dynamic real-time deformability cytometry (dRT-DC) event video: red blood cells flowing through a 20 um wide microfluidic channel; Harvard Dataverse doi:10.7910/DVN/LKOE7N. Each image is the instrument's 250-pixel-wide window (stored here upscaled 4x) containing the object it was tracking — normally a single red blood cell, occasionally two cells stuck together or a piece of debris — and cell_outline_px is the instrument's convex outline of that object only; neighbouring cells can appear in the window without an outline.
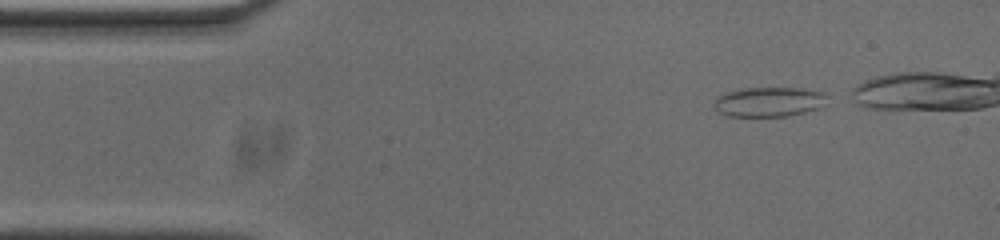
{"species": "common noctule bat (a hibernating species)", "species_latin": "Nyctalus noctula", "temperature_condition": "cold", "stored_images_in_passage": 38, "camera_frame_rate_fps": 3000, "um_per_image_px": 0.085, "animal": {"sex": "male", "body_mass_g": 20.0, "forearm_length_mm": 53.3}, "frame": {"image": 1, "passage_image": 1, "time_ms": 0.0, "image_size_px": [1000, 240], "cell_outline_px": [[828, 104], [820, 108], [804, 112], [784, 116], [728, 116], [720, 112], [716, 108], [716, 96], [724, 92], [744, 88], [804, 88], [828, 92]], "centroid_in_image_um": [65.46, 8.64], "position_along_channel_um": 19.5, "area_um2": 19.83}}
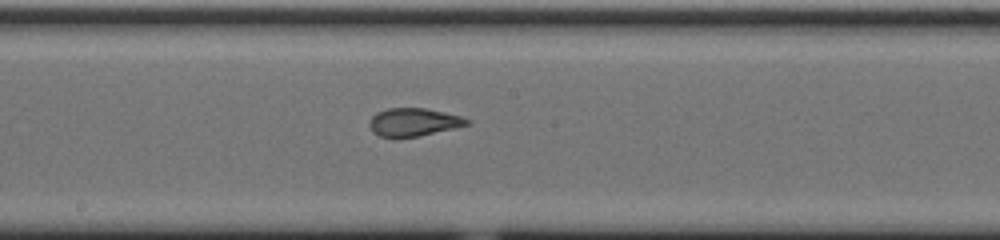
{"frame": {"image": 2, "passage_image": 22, "time_ms": 7.0, "image_size_px": [1000, 240], "cell_outline_px": [[468, 124], [420, 136], [380, 136], [372, 132], [368, 124], [368, 120], [376, 112], [388, 108], [424, 108], [444, 112], [460, 116], [468, 120]], "centroid_in_image_um": [35.08, 10.36], "position_along_channel_um": 213.1, "area_um2": 15.61}}
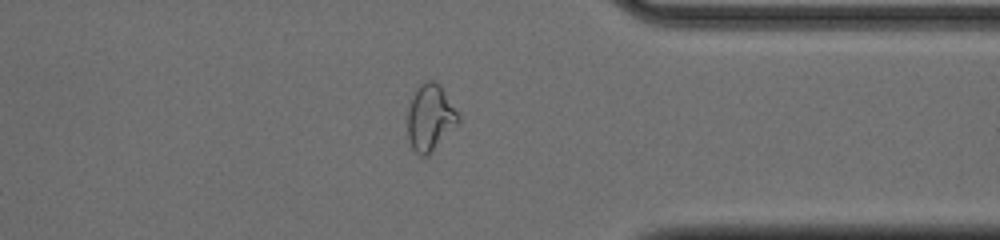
{"frame": {"image": 3, "passage_image": 36, "time_ms": 11.667, "image_size_px": [1000, 240], "cell_outline_px": [[460, 120], [432, 152], [428, 156], [420, 156], [412, 148], [408, 136], [408, 108], [412, 96], [416, 88], [420, 84], [428, 80], [436, 80], [440, 84], [460, 116]], "centroid_in_image_um": [36.56, 9.98], "position_along_channel_um": 374.8, "area_um2": 19.59}}